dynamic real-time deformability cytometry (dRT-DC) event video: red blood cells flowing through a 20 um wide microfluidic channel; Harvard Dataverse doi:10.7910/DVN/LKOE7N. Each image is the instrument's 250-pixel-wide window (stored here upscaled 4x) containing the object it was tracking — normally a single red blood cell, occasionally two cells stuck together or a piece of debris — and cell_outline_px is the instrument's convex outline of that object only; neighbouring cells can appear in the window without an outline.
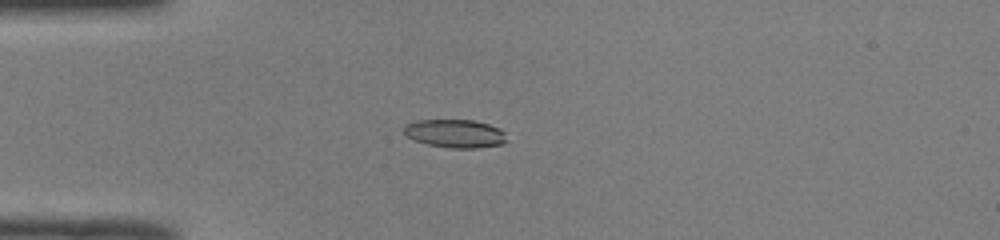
{"species": "common noctule bat (a hibernating species)", "species_latin": "Nyctalus noctula", "temperature_condition": "room temperature", "stored_images_in_passage": 40, "camera_frame_rate_fps": 3000, "um_per_image_px": 0.085, "animal": {"sex": "male", "body_mass_g": 19.0, "forearm_length_mm": 50.8}, "frame": {"image": 1, "passage_image": 4, "time_ms": 1.0, "image_size_px": [1000, 240], "cell_outline_px": [[508, 140], [504, 144], [476, 148], [452, 148], [428, 144], [416, 140], [408, 136], [404, 132], [404, 124], [416, 120], [472, 120], [488, 124], [500, 128], [504, 132]], "centroid_in_image_um": [38.72, 11.34], "position_along_channel_um": 46.3, "area_um2": 16.94}}
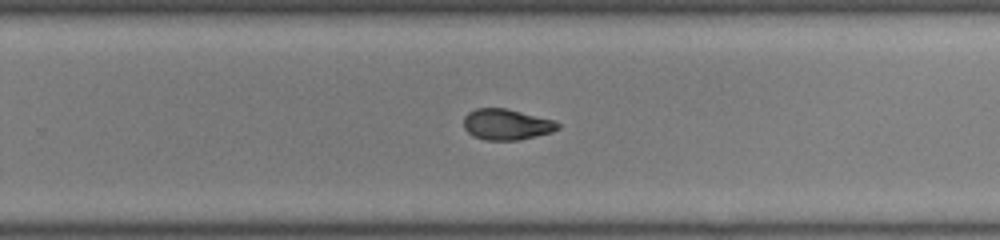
{"frame": {"image": 2, "passage_image": 23, "time_ms": 7.333, "image_size_px": [1000, 240], "cell_outline_px": [[560, 128], [552, 132], [520, 140], [484, 140], [472, 136], [464, 128], [464, 116], [468, 112], [476, 108], [504, 108], [552, 120], [560, 124]], "centroid_in_image_um": [43.02, 10.59], "position_along_channel_um": 286.8, "area_um2": 16.88}}
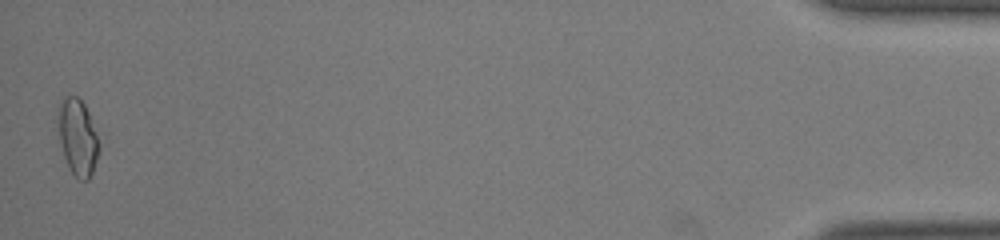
{"frame": {"image": 3, "passage_image": 40, "time_ms": 13.0, "image_size_px": [1000, 240], "cell_outline_px": [[108, 136], [92, 172], [88, 180], [80, 180], [68, 168], [64, 156], [60, 140], [60, 104], [68, 96], [76, 96], [84, 104]], "centroid_in_image_um": [6.82, 11.68], "position_along_channel_um": 428.4, "area_um2": 19.42}, "authors_computed_cell_mechanics": {"area_um2": 17.2244, "velocity_mm_per_s": 4.0844, "shape_relaxation_time_tau1_ms": 8.8754, "shape_relaxation_time_tau2_ms": 2.4843, "deformation_change_tau1": 0.1946, "deformation_change_tau2": 0.0823}}